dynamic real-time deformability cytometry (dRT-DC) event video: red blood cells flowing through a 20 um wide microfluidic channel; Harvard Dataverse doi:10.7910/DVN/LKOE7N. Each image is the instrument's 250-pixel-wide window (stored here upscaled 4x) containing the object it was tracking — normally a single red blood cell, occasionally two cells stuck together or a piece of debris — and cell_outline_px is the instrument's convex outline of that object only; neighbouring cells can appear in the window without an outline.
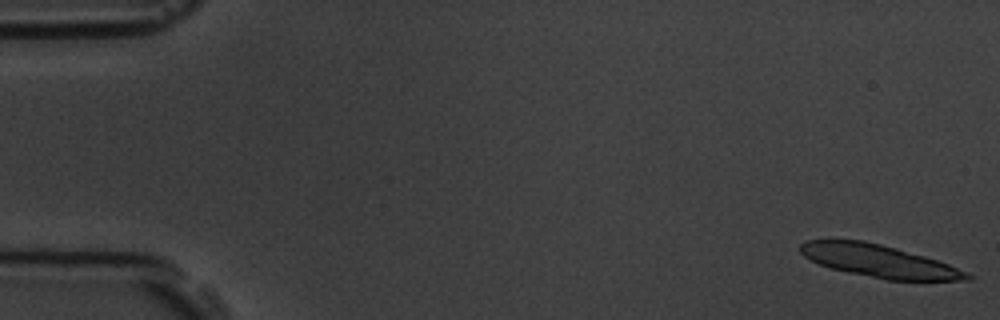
{"species": "common noctule bat (a hibernating species)", "species_latin": "Nyctalus noctula", "temperature_condition": "room temperature", "stored_images_in_passage": 4, "camera_frame_rate_fps": 3000, "um_per_image_px": 0.085, "animal": {"sex": "male", "body_mass_g": 19.5, "forearm_length_mm": 54.6}, "frame": {"image": 1, "passage_image": 1, "time_ms": 0.0, "image_size_px": [1000, 320], "cell_outline_px": [[972, 280], [888, 280], [848, 272], [832, 268], [820, 264], [804, 256], [800, 252], [800, 244], [804, 240], [864, 240], [896, 248], [924, 256], [948, 264], [968, 272], [972, 276]], "centroid_in_image_um": [74.72, 22.18], "position_along_channel_um": 10.3, "area_um2": 31.21}}